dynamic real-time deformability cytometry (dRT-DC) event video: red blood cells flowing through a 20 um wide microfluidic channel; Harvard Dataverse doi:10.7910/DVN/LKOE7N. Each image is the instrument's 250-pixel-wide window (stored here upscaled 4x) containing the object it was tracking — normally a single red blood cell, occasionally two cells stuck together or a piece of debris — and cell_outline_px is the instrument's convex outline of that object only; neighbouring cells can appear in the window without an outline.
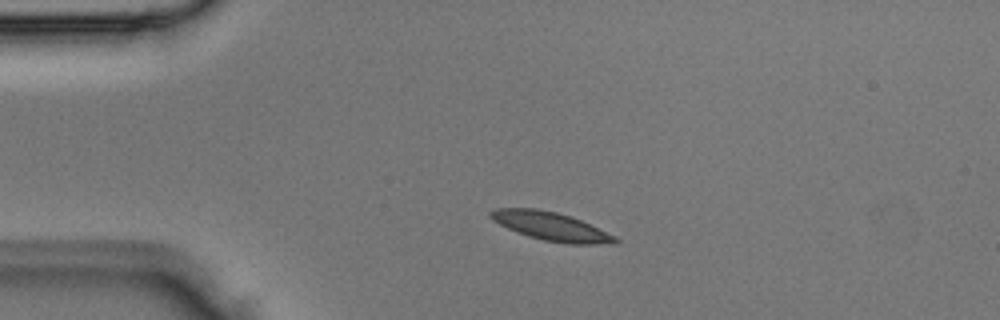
{"species": "Egyptian fruit bat (a non-hibernating species)", "species_latin": "Rousettus aegyptiacus", "temperature_condition": "room temperature", "stored_images_in_passage": 3, "camera_frame_rate_fps": 3000, "um_per_image_px": 0.085, "animal": {"sex": "male"}, "frame": {"image": 1, "passage_image": 2, "time_ms": 0.333, "image_size_px": [1000, 320], "cell_outline_px": [[620, 240], [616, 244], [568, 244], [544, 240], [528, 236], [516, 232], [492, 220], [488, 216], [488, 212], [496, 208], [536, 208], [556, 212], [580, 220], [616, 236]], "centroid_in_image_um": [46.83, 19.24], "position_along_channel_um": 38.2, "area_um2": 20.63}}
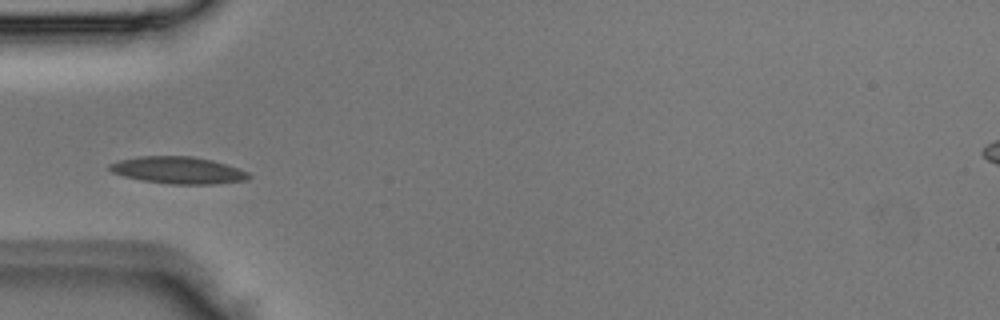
{"frame": {"image": 2, "passage_image": 3, "time_ms": 0.667, "image_size_px": [1000, 320], "cell_outline_px": [[252, 176], [248, 180], [216, 184], [168, 184], [140, 180], [124, 176], [112, 172], [108, 168], [108, 164], [120, 160], [140, 156], [192, 156], [212, 160], [248, 172]], "centroid_in_image_um": [15.13, 14.47], "position_along_channel_um": 69.9, "area_um2": 21.91}}